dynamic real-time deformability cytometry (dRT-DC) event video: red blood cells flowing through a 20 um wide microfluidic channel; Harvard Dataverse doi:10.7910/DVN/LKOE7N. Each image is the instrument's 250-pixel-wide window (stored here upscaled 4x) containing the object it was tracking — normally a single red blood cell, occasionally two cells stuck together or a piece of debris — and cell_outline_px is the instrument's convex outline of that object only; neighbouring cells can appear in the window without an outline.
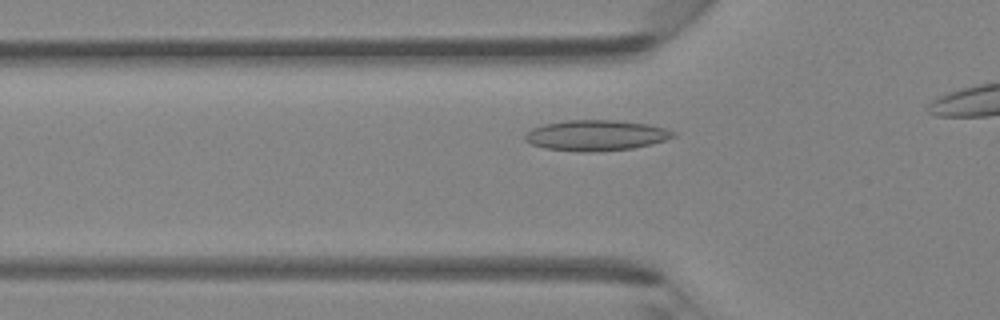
{"species": "Egyptian fruit bat (a non-hibernating species)", "species_latin": "Rousettus aegyptiacus", "temperature_condition": "room temperature", "stored_images_in_passage": 15, "camera_frame_rate_fps": 3000, "um_per_image_px": 0.085, "animal": {"sex": "female"}, "frame": {"image": 1, "passage_image": 7, "time_ms": 2.0, "image_size_px": [1000, 320], "cell_outline_px": [[676, 136], [652, 144], [632, 148], [592, 152], [580, 152], [544, 148], [532, 144], [524, 140], [524, 136], [532, 128], [544, 124], [564, 120], [616, 120], [648, 124], [664, 128], [676, 132]], "centroid_in_image_um": [50.65, 11.5], "position_along_channel_um": 75.1, "area_um2": 26.47}}
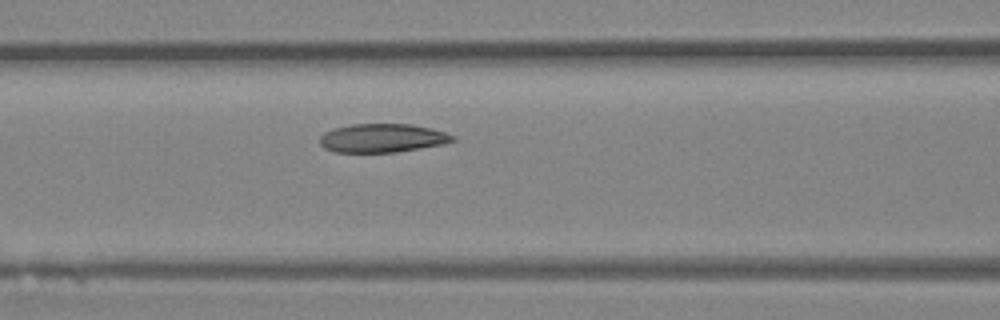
{"frame": {"image": 2, "passage_image": 11, "time_ms": 3.333, "image_size_px": [1000, 320], "cell_outline_px": [[456, 140], [444, 144], [396, 152], [332, 152], [324, 148], [320, 144], [320, 136], [324, 132], [332, 128], [352, 124], [412, 124], [432, 128], [456, 136]], "centroid_in_image_um": [32.49, 11.73], "position_along_channel_um": 134.1, "area_um2": 22.37}}